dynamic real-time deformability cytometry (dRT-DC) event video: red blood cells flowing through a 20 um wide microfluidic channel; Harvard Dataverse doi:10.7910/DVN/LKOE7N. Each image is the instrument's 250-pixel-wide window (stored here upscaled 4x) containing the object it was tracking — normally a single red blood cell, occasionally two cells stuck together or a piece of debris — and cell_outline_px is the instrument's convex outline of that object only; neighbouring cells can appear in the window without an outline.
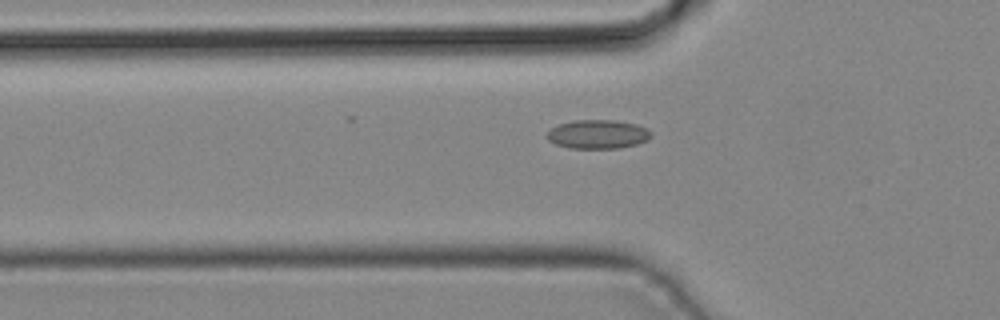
{"species": "common noctule bat (a hibernating species)", "species_latin": "Nyctalus noctula", "temperature_condition": "cold", "stored_images_in_passage": 30, "camera_frame_rate_fps": 3000, "um_per_image_px": 0.085, "animal": {"sex": "male", "body_mass_g": 19.2, "forearm_length_mm": 51.8}, "frame": {"image": 1, "passage_image": 7, "time_ms": 2.0, "image_size_px": [1000, 320], "cell_outline_px": [[652, 136], [648, 140], [636, 144], [620, 148], [572, 148], [556, 144], [548, 140], [544, 136], [552, 128], [560, 124], [576, 120], [616, 120], [636, 124], [648, 128], [652, 132]], "centroid_in_image_um": [50.85, 11.41], "position_along_channel_um": 75.0, "area_um2": 17.57}}
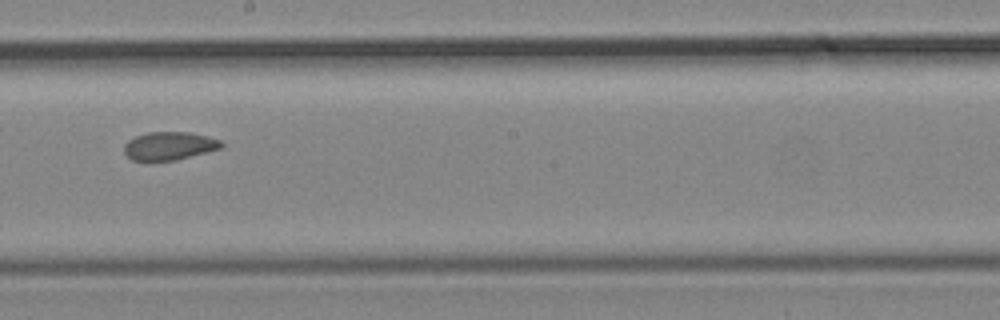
{"frame": {"image": 2, "passage_image": 17, "time_ms": 5.333, "image_size_px": [1000, 320], "cell_outline_px": [[224, 144], [220, 148], [176, 160], [148, 164], [132, 160], [124, 152], [124, 144], [128, 140], [136, 136], [148, 132], [188, 132], [208, 136], [220, 140]], "centroid_in_image_um": [14.32, 12.44], "position_along_channel_um": 233.9, "area_um2": 16.42}}
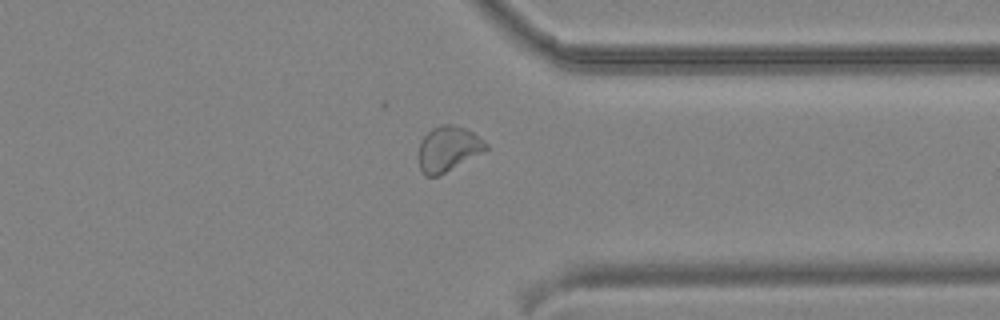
{"frame": {"image": 3, "passage_image": 26, "time_ms": 8.333, "image_size_px": [1000, 320], "cell_outline_px": [[488, 148], [484, 152], [440, 176], [424, 176], [420, 168], [420, 140], [432, 128], [440, 124], [452, 124], [464, 128], [472, 132], [488, 144]], "centroid_in_image_um": [38.11, 12.66], "position_along_channel_um": 373.3, "area_um2": 17.74}}